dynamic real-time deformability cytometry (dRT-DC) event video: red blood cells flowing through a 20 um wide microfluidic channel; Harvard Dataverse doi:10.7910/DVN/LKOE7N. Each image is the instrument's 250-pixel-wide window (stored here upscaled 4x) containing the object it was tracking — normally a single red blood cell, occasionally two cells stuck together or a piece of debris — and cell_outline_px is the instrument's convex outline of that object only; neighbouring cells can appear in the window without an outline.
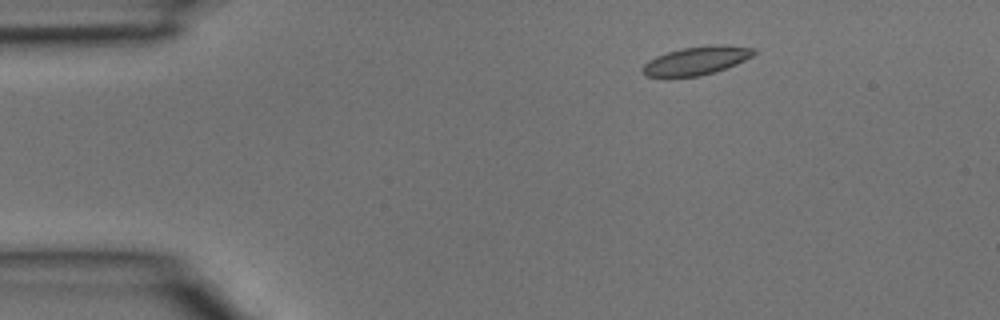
{"species": "common noctule bat (a hibernating species)", "species_latin": "Nyctalus noctula", "temperature_condition": "room temperature", "stored_images_in_passage": 2, "camera_frame_rate_fps": 3000, "um_per_image_px": 0.085, "animal": {"sex": "male", "body_mass_g": 15.6}, "frame": {"image": 1, "passage_image": 2, "time_ms": 0.333, "image_size_px": [1000, 320], "cell_outline_px": [[756, 52], [752, 56], [736, 64], [700, 76], [644, 76], [640, 68], [648, 60], [656, 56], [680, 48], [708, 44], [724, 44], [756, 48]], "centroid_in_image_um": [59.19, 5.12], "position_along_channel_um": 25.8, "area_um2": 18.44}}